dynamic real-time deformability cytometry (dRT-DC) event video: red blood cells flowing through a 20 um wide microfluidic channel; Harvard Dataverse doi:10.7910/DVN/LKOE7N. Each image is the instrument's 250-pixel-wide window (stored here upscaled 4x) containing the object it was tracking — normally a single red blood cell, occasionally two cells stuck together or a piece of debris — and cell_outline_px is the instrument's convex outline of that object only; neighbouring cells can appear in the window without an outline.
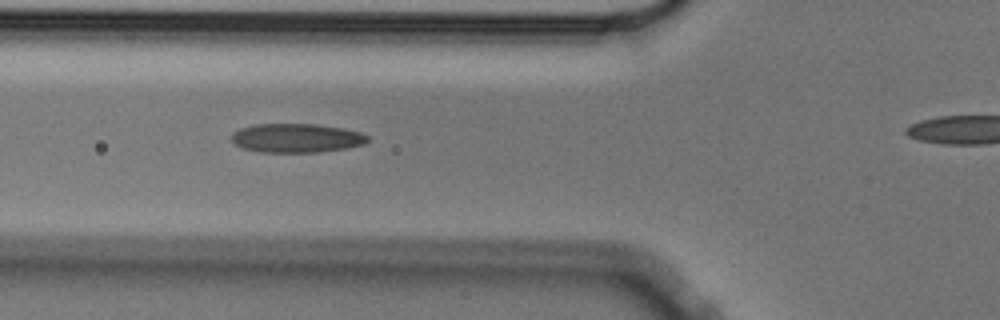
{"species": "Egyptian fruit bat (a non-hibernating species)", "species_latin": "Rousettus aegyptiacus", "temperature_condition": "cold", "stored_images_in_passage": 42, "camera_frame_rate_fps": 3000, "um_per_image_px": 0.085, "animal": {"sex": "male"}, "frame": {"image": 1, "passage_image": 14, "time_ms": 4.333, "image_size_px": [1000, 320], "cell_outline_px": [[368, 140], [364, 144], [344, 148], [320, 152], [260, 152], [240, 148], [232, 140], [232, 132], [240, 128], [252, 124], [316, 124], [344, 128], [360, 132], [368, 136]], "centroid_in_image_um": [25.17, 11.73], "position_along_channel_um": 100.6, "area_um2": 23.06}}
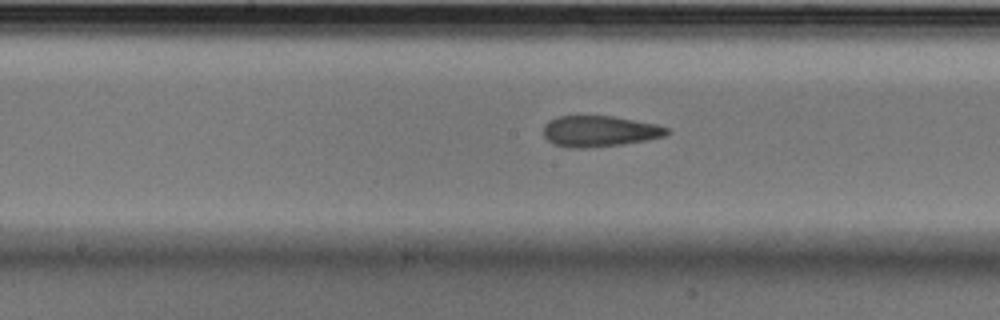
{"frame": {"image": 2, "passage_image": 22, "time_ms": 7.0, "image_size_px": [1000, 320], "cell_outline_px": [[672, 132], [664, 136], [648, 140], [620, 144], [588, 148], [568, 148], [552, 144], [544, 136], [544, 124], [548, 120], [560, 116], [612, 116], [656, 124], [668, 128]], "centroid_in_image_um": [50.95, 11.16], "position_along_channel_um": 197.3, "area_um2": 22.37}}
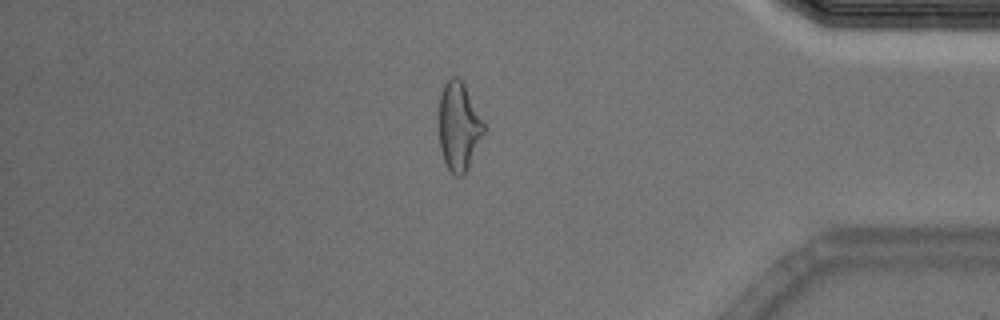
{"frame": {"image": 3, "passage_image": 41, "time_ms": 13.333, "image_size_px": [1000, 320], "cell_outline_px": [[484, 132], [468, 168], [464, 176], [456, 176], [448, 168], [444, 160], [440, 148], [440, 96], [444, 84], [452, 76], [456, 76], [464, 84], [484, 124]], "centroid_in_image_um": [38.99, 10.76], "position_along_channel_um": 396.2, "area_um2": 22.54}}